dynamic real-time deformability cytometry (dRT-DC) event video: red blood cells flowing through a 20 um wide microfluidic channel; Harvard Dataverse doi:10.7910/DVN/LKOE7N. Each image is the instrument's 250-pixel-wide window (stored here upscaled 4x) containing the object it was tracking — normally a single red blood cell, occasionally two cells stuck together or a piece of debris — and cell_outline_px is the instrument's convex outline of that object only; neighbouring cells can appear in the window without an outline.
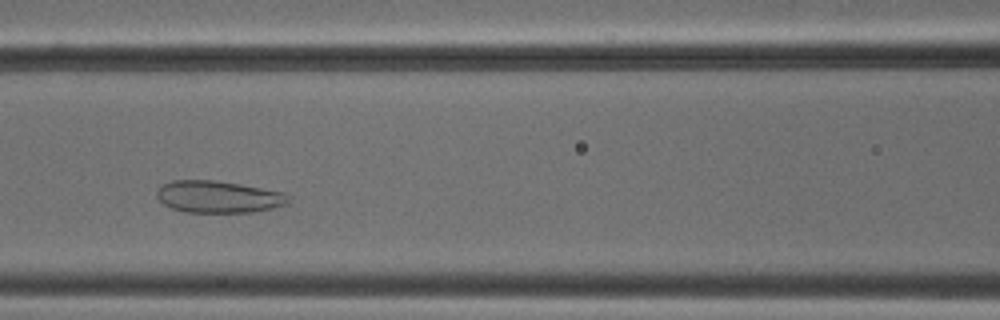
{"species": "common noctule bat (a hibernating species)", "species_latin": "Nyctalus noctula", "temperature_condition": "cold", "stored_images_in_passage": 44, "camera_frame_rate_fps": 3000, "um_per_image_px": 0.085, "animal": {"sex": "male", "body_mass_g": 18.8}, "frame": {"image": 1, "passage_image": 15, "time_ms": 4.667, "image_size_px": [1000, 320], "cell_outline_px": [[292, 200], [288, 204], [272, 208], [252, 212], [184, 212], [172, 208], [164, 204], [156, 196], [156, 192], [164, 184], [172, 180], [216, 180], [240, 184], [284, 192]], "centroid_in_image_um": [18.59, 16.73], "position_along_channel_um": 148.0, "area_um2": 24.57}}
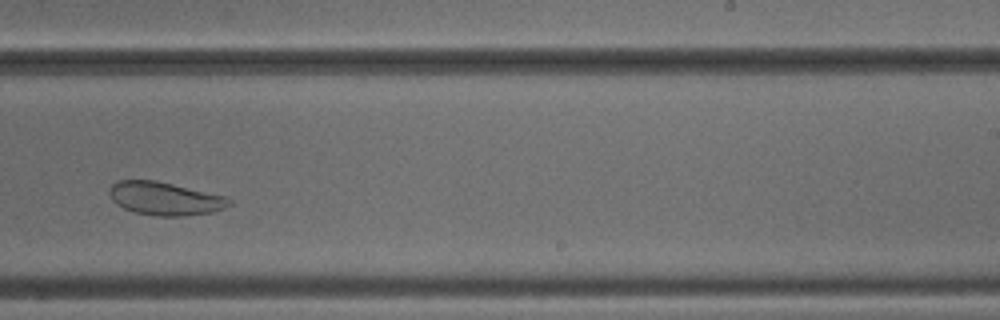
{"frame": {"image": 2, "passage_image": 25, "time_ms": 8.0, "image_size_px": [1000, 320], "cell_outline_px": [[232, 204], [224, 208], [212, 212], [184, 216], [156, 216], [136, 212], [124, 208], [116, 204], [112, 200], [108, 192], [112, 184], [116, 180], [156, 180], [224, 196], [232, 200]], "centroid_in_image_um": [14.0, 16.88], "position_along_channel_um": 275.0, "area_um2": 23.12}}
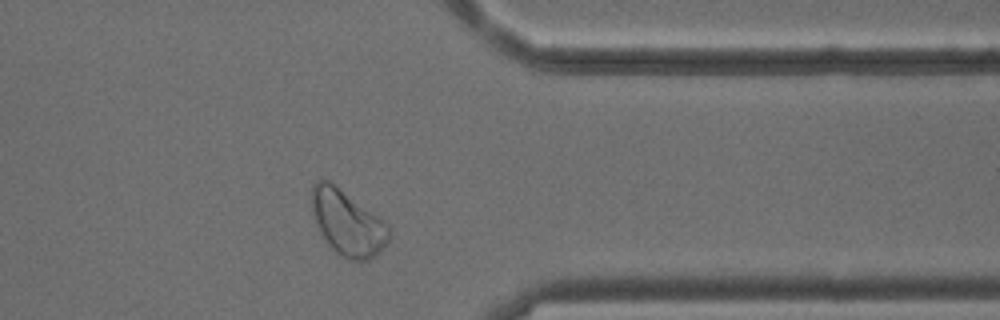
{"frame": {"image": 3, "passage_image": 34, "time_ms": 11.0, "image_size_px": [1000, 320], "cell_outline_px": [[392, 236], [376, 256], [368, 260], [348, 260], [340, 256], [324, 240], [316, 224], [312, 212], [312, 184], [316, 180], [328, 180], [384, 220], [392, 228]], "centroid_in_image_um": [29.56, 18.97], "position_along_channel_um": 381.8, "area_um2": 29.48}, "authors_computed_cell_mechanics": {"area_um2": 29.0734, "velocity_mm_per_s": 3.8199, "shape_relaxation_time_tau1_ms": null, "shape_relaxation_time_tau2_ms": 1.3539, "deformation_change_tau1": null, "deformation_change_tau2": 0.0625}}